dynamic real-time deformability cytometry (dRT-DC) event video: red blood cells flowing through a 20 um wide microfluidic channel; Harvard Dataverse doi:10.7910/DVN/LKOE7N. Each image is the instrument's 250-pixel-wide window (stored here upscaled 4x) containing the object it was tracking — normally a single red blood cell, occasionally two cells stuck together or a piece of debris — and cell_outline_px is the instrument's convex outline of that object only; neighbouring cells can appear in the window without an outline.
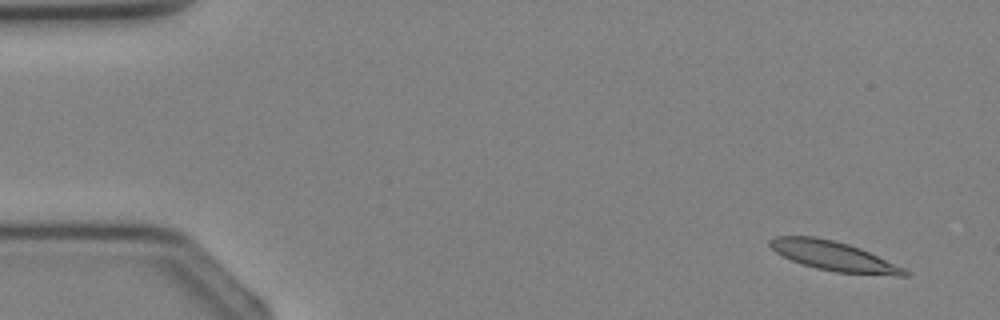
{"species": "Egyptian fruit bat (a non-hibernating species)", "species_latin": "Rousettus aegyptiacus", "temperature_condition": "cold", "stored_images_in_passage": 3, "camera_frame_rate_fps": 3000, "um_per_image_px": 0.085, "animal": {"sex": "female"}, "frame": {"image": 1, "passage_image": 1, "time_ms": 0.0, "image_size_px": [1000, 320], "cell_outline_px": [[908, 276], [896, 276], [836, 272], [816, 268], [792, 260], [776, 252], [768, 244], [768, 240], [776, 236], [812, 236], [832, 240], [848, 244], [860, 248], [904, 268], [908, 272]], "centroid_in_image_um": [70.86, 21.76], "position_along_channel_um": 14.1, "area_um2": 22.77}}
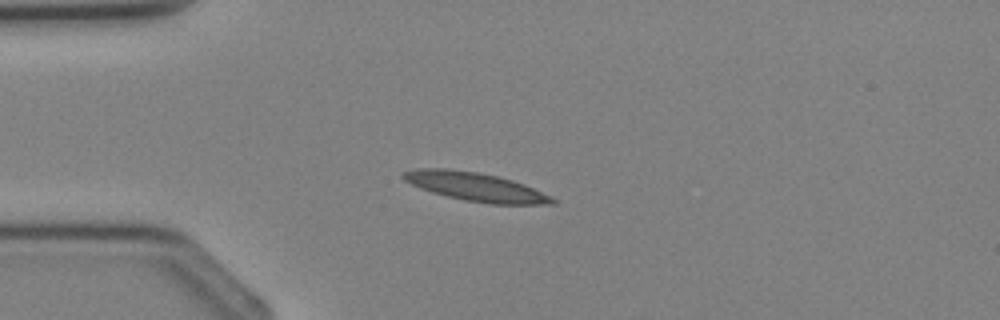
{"frame": {"image": 2, "passage_image": 3, "time_ms": 2.333, "image_size_px": [1000, 320], "cell_outline_px": [[560, 200], [556, 204], [488, 204], [464, 200], [432, 192], [420, 188], [404, 180], [400, 176], [404, 172], [416, 168], [448, 168], [476, 172], [496, 176], [512, 180], [524, 184], [552, 196]], "centroid_in_image_um": [40.46, 15.88], "position_along_channel_um": 44.5, "area_um2": 24.91}}